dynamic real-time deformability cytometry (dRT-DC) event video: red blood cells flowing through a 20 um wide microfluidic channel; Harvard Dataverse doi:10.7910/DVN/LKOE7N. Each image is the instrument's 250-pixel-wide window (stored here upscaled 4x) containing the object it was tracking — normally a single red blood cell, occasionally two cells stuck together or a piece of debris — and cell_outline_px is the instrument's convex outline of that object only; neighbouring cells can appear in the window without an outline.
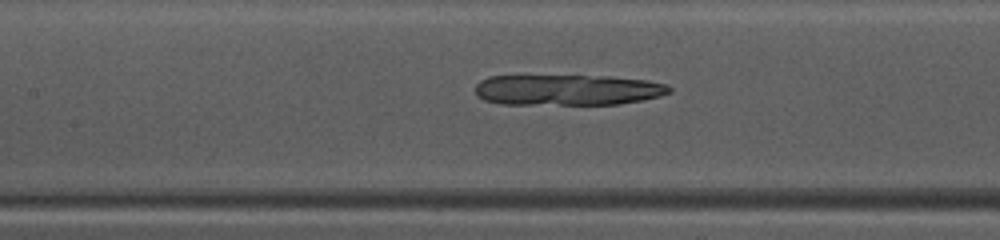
{"species": "common noctule bat (a hibernating species)", "species_latin": "Nyctalus noctula", "temperature_condition": "warm", "stored_images_in_passage": 47, "camera_frame_rate_fps": 3000, "um_per_image_px": 0.085, "animal": {"sex": "female", "body_mass_g": 10.0, "forearm_length_mm": 53.1}, "frame": {"image": 1, "passage_image": 22, "time_ms": 7.0, "image_size_px": [1000, 240], "cell_outline_px": [[672, 92], [660, 96], [644, 100], [620, 104], [500, 104], [484, 100], [476, 96], [476, 84], [480, 80], [488, 76], [608, 76], [648, 80], [668, 84], [672, 88]], "centroid_in_image_um": [48.27, 7.64], "position_along_channel_um": 159.1, "area_um2": 35.14}}